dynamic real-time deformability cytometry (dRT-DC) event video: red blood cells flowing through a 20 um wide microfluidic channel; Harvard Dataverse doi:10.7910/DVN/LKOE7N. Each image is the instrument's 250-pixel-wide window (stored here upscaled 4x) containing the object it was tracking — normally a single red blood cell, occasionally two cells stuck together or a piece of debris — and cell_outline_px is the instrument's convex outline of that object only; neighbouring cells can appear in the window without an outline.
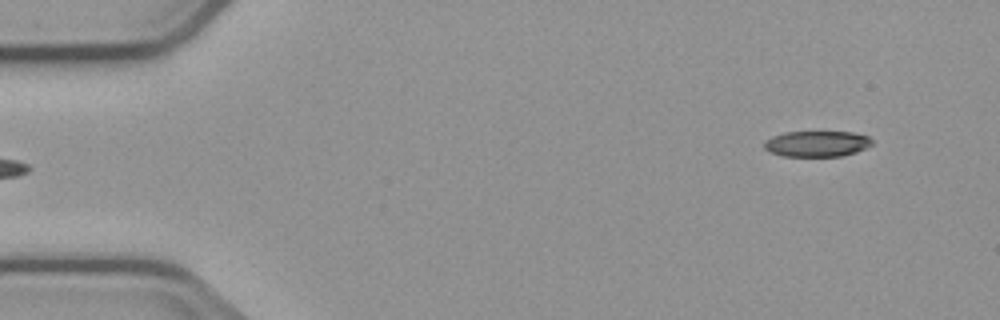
{"species": "common noctule bat (a hibernating species)", "species_latin": "Nyctalus noctula", "temperature_condition": "cold", "stored_images_in_passage": 5, "camera_frame_rate_fps": 3000, "um_per_image_px": 0.085, "animal": {"sex": "male", "body_mass_g": 23.1, "forearm_length_mm": 52.7}, "frame": {"image": 1, "passage_image": 5, "time_ms": 4.667, "image_size_px": [1000, 320], "cell_outline_px": [[872, 144], [856, 152], [840, 156], [780, 156], [768, 152], [764, 148], [764, 140], [772, 136], [784, 132], [852, 132], [868, 136], [872, 140]], "centroid_in_image_um": [69.38, 12.22], "position_along_channel_um": 15.6, "area_um2": 16.3}}